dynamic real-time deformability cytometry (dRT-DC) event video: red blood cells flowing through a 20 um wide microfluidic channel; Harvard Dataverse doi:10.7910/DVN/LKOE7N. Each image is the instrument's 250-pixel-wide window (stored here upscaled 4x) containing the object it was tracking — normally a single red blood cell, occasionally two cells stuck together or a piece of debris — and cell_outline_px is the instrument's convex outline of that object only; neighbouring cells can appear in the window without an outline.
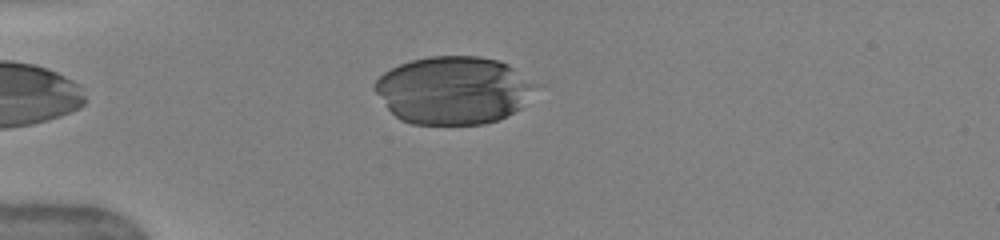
{"species": "human", "species_latin": "Homo sapiens", "temperature_condition": "warm", "stored_images_in_passage": 2, "camera_frame_rate_fps": 3000, "um_per_image_px": 0.085, "donor": {"sex": "female"}, "frame": {"image": 1, "passage_image": 1, "time_ms": 0.0, "image_size_px": [1000, 240], "cell_outline_px": [[528, 84], [520, 108], [496, 120], [484, 124], [412, 124], [400, 120], [388, 108], [372, 88], [376, 80], [384, 72], [400, 64], [412, 60], [428, 56], [480, 56], [496, 60], [508, 64]], "centroid_in_image_um": [38.35, 7.67], "position_along_channel_um": 46.6, "area_um2": 61.61}}